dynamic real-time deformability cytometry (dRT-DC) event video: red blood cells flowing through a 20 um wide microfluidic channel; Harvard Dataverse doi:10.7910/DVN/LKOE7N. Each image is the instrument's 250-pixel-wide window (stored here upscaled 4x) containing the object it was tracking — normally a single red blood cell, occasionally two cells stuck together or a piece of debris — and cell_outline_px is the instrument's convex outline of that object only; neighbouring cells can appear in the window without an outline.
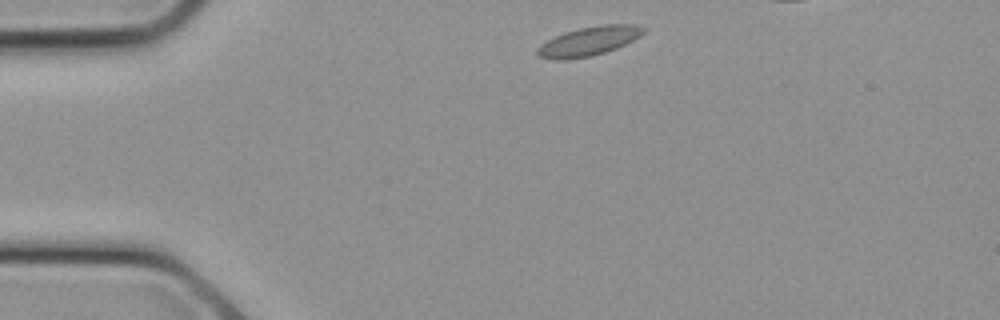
{"species": "common noctule bat (a hibernating species)", "species_latin": "Nyctalus noctula", "temperature_condition": "cold", "stored_images_in_passage": 10, "camera_frame_rate_fps": 3000, "um_per_image_px": 0.085, "animal": {"sex": "female", "body_mass_g": 21.9}, "frame": {"image": 1, "passage_image": 1, "time_ms": 0.0, "image_size_px": [1000, 320], "cell_outline_px": [[644, 32], [640, 36], [616, 48], [592, 56], [568, 60], [552, 60], [536, 56], [536, 48], [548, 40], [564, 32], [580, 28], [600, 24], [636, 24], [644, 28]], "centroid_in_image_um": [50.01, 3.51], "position_along_channel_um": 35.0, "area_um2": 18.03}}
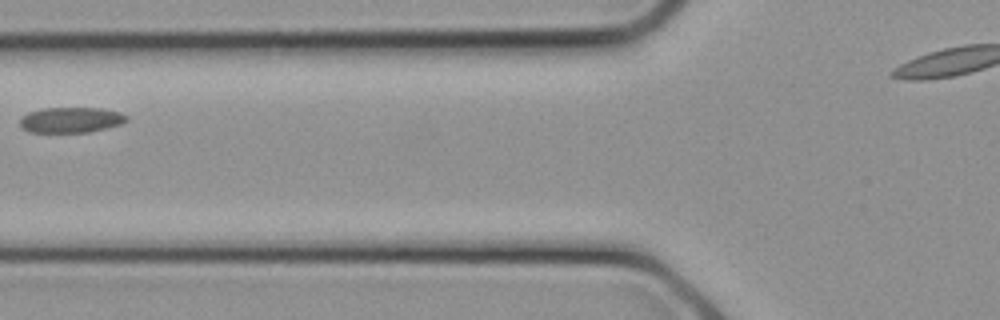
{"frame": {"image": 2, "passage_image": 6, "time_ms": 1.667, "image_size_px": [1000, 320], "cell_outline_px": [[128, 120], [124, 124], [108, 128], [88, 132], [28, 132], [20, 124], [20, 116], [28, 112], [44, 108], [100, 108], [120, 112], [128, 116]], "centroid_in_image_um": [6.06, 10.19], "position_along_channel_um": 119.7, "area_um2": 16.01}}
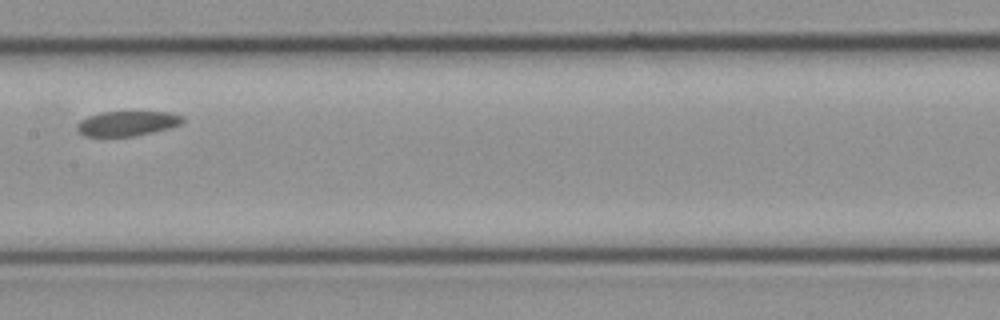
{"frame": {"image": 3, "passage_image": 9, "time_ms": 2.667, "image_size_px": [1000, 320], "cell_outline_px": [[184, 120], [180, 124], [172, 128], [136, 136], [84, 136], [76, 128], [76, 124], [80, 120], [88, 116], [100, 112], [172, 112], [184, 116]], "centroid_in_image_um": [10.84, 10.49], "position_along_channel_um": 196.6, "area_um2": 15.49}}